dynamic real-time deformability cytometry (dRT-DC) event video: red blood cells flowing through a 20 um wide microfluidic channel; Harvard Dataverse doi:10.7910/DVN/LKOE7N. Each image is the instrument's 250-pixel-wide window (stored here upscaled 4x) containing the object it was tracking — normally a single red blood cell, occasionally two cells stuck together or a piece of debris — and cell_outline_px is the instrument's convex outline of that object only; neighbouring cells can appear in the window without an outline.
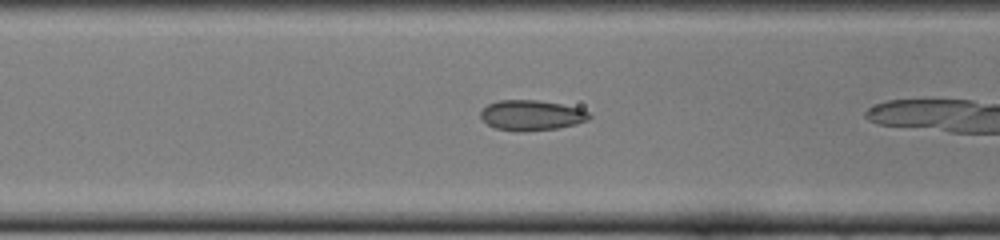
{"species": "common noctule bat (a hibernating species)", "species_latin": "Nyctalus noctula", "temperature_condition": "cold", "stored_images_in_passage": 10, "camera_frame_rate_fps": 3000, "um_per_image_px": 0.085, "animal": {"sex": "female", "body_mass_g": 22.0, "forearm_length_mm": 56.7}, "frame": {"image": 1, "passage_image": 5, "time_ms": 1.333, "image_size_px": [1000, 240], "cell_outline_px": [[592, 116], [588, 120], [576, 124], [556, 128], [520, 132], [496, 128], [488, 124], [480, 116], [480, 112], [488, 104], [496, 100], [536, 100], [560, 104], [580, 108], [588, 112]], "centroid_in_image_um": [45.17, 9.79], "position_along_channel_um": 121.4, "area_um2": 19.07}}